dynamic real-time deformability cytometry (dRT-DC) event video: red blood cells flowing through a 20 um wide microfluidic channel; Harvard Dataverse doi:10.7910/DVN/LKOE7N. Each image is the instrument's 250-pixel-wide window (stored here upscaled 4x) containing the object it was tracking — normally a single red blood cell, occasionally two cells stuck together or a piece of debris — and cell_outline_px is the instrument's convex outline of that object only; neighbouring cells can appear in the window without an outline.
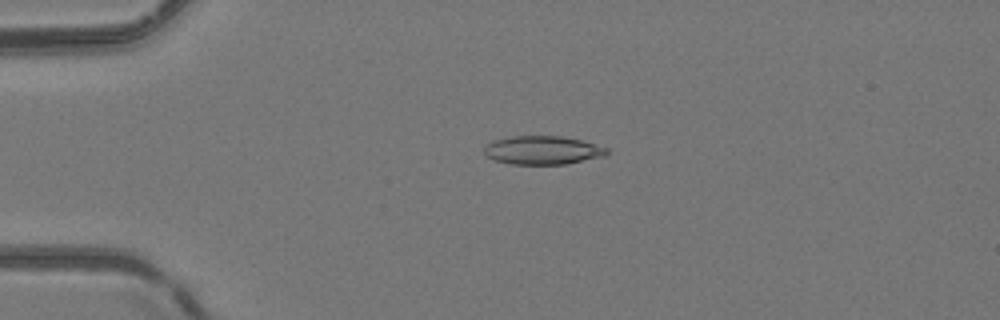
{"species": "common noctule bat (a hibernating species)", "species_latin": "Nyctalus noctula", "temperature_condition": "room temperature", "stored_images_in_passage": 14, "camera_frame_rate_fps": 3000, "um_per_image_px": 0.085, "animal": {"sex": "female", "body_mass_g": 24.6, "forearm_length_mm": 56.2}, "frame": {"image": 1, "passage_image": 6, "time_ms": 1.667, "image_size_px": [1000, 320], "cell_outline_px": [[608, 156], [564, 164], [512, 164], [496, 160], [488, 156], [484, 152], [484, 148], [488, 144], [496, 140], [512, 136], [560, 136], [580, 140], [608, 148]], "centroid_in_image_um": [46.17, 12.77], "position_along_channel_um": 38.8, "area_um2": 20.17}}
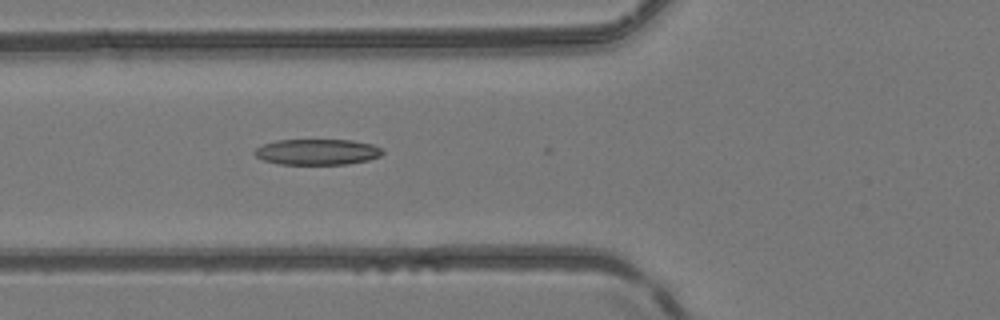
{"frame": {"image": 2, "passage_image": 13, "time_ms": 4.0, "image_size_px": [1000, 320], "cell_outline_px": [[384, 152], [380, 156], [368, 160], [348, 164], [280, 164], [264, 160], [256, 156], [252, 152], [256, 148], [264, 144], [276, 140], [352, 140], [372, 144], [384, 148]], "centroid_in_image_um": [26.99, 12.91], "position_along_channel_um": 98.8, "area_um2": 19.31}}